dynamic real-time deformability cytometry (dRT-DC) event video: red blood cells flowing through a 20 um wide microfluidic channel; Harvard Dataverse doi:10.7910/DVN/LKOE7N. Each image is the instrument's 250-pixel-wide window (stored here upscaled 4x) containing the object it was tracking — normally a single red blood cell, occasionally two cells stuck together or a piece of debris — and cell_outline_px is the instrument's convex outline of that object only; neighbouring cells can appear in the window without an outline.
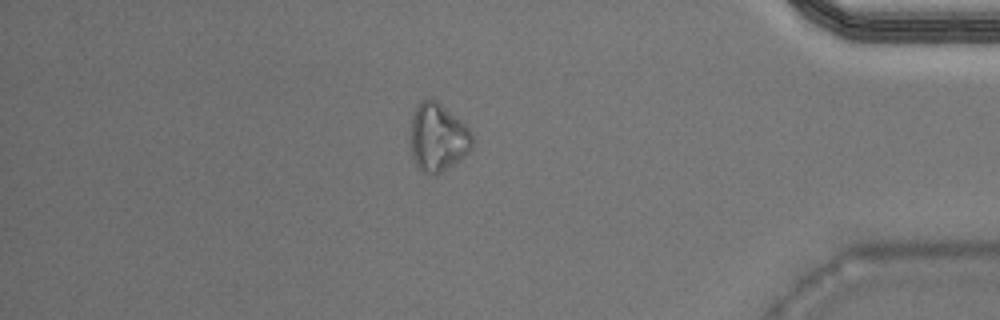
{"species": "Egyptian fruit bat (a non-hibernating species)", "species_latin": "Rousettus aegyptiacus", "temperature_condition": "warm", "stored_images_in_passage": 41, "camera_frame_rate_fps": 3000, "um_per_image_px": 0.085, "animal": {"sex": "male"}, "frame": {"image": 1, "passage_image": 35, "time_ms": 11.333, "image_size_px": [1000, 320], "cell_outline_px": [[476, 140], [472, 148], [468, 152], [436, 176], [424, 172], [416, 164], [412, 156], [412, 116], [420, 100], [428, 96], [436, 100], [464, 124], [472, 132]], "centroid_in_image_um": [37.24, 11.66], "position_along_channel_um": 398.0, "area_um2": 24.28}}